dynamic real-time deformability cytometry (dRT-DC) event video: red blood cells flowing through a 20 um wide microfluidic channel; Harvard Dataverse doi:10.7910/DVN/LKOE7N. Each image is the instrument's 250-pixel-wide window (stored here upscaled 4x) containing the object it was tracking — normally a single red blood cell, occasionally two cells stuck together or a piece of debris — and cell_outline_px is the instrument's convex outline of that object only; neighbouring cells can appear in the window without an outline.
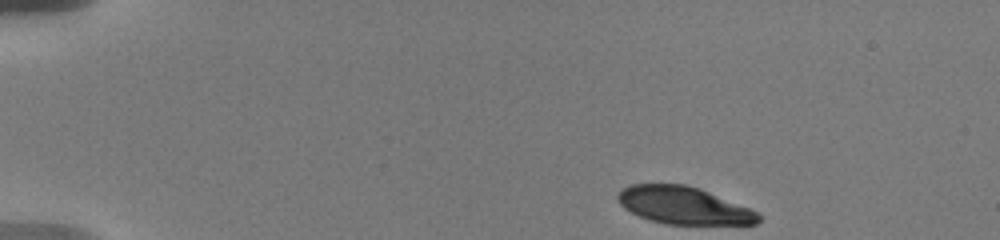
{"species": "human", "species_latin": "Homo sapiens", "temperature_condition": "warm", "stored_images_in_passage": 71, "camera_frame_rate_fps": 3000, "um_per_image_px": 0.085, "donor": {"sex": "male"}, "frame": {"image": 1, "passage_image": 1, "time_ms": 0.0, "image_size_px": [1000, 240], "cell_outline_px": [[760, 220], [756, 224], [664, 224], [648, 220], [624, 208], [616, 200], [616, 196], [628, 184], [684, 184], [700, 188], [760, 212]], "centroid_in_image_um": [58.11, 17.46], "position_along_channel_um": 26.9, "area_um2": 30.75}}
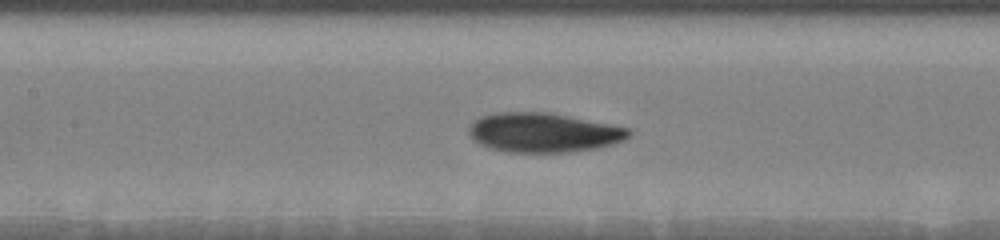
{"frame": {"image": 2, "passage_image": 33, "time_ms": 6.333, "image_size_px": [1000, 240], "cell_outline_px": [[632, 132], [624, 140], [612, 144], [596, 148], [572, 152], [508, 152], [492, 148], [480, 144], [468, 132], [468, 128], [480, 116], [500, 112], [548, 112], [628, 128]], "centroid_in_image_um": [46.19, 11.27], "position_along_channel_um": 161.2, "area_um2": 36.3}}
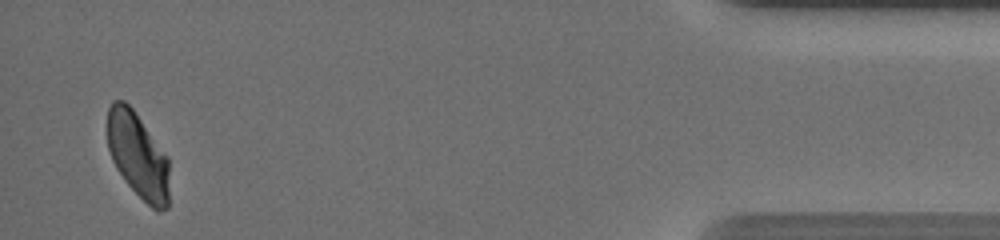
{"frame": {"image": 3, "passage_image": 68, "time_ms": 15.333, "image_size_px": [1000, 240], "cell_outline_px": [[168, 208], [160, 212], [156, 212], [124, 180], [116, 168], [112, 160], [108, 148], [108, 108], [112, 100], [124, 100], [132, 108], [168, 156]], "centroid_in_image_um": [11.72, 13.21], "position_along_channel_um": 423.5, "area_um2": 30.81}, "authors_computed_cell_mechanics": {"area_um2": 34.68, "velocity_mm_per_s": 3.6265, "shape_relaxation_time_tau1_ms": 3.5835, "shape_relaxation_time_tau2_ms": 3.4595, "deformation_change_tau1": 0.1365, "deformation_change_tau2": 0.0531}}